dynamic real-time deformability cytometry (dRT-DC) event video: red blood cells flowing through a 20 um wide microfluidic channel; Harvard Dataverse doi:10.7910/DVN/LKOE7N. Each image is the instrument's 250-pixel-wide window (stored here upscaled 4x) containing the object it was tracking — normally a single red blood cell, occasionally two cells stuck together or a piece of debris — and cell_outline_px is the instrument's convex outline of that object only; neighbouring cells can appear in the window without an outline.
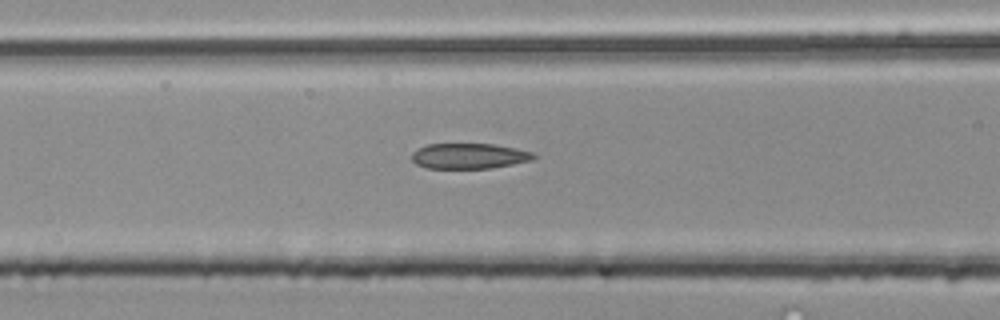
{"species": "common noctule bat (a hibernating species)", "species_latin": "Nyctalus noctula", "temperature_condition": "room temperature", "stored_images_in_passage": 52, "segment_of_instrument_passage": [2, 2], "camera_frame_rate_fps": 3000, "um_per_image_px": 0.085, "animal": {"sex": "male", "body_mass_g": 20.4}, "frame": {"image": 1, "passage_image": 22, "time_ms": 7.0, "image_size_px": [1000, 320], "cell_outline_px": [[536, 156], [532, 160], [492, 168], [428, 168], [416, 164], [412, 160], [412, 152], [428, 144], [492, 144], [532, 152]], "centroid_in_image_um": [39.85, 13.26], "position_along_channel_um": 126.7, "area_um2": 17.8}}
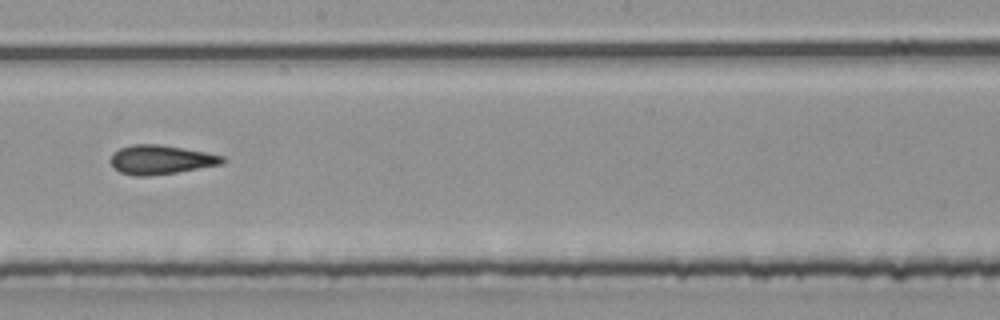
{"frame": {"image": 2, "passage_image": 30, "time_ms": 9.667, "image_size_px": [1000, 320], "cell_outline_px": [[228, 160], [224, 164], [176, 172], [148, 176], [132, 176], [120, 172], [108, 160], [112, 152], [120, 148], [132, 144], [160, 144], [204, 152], [224, 156]], "centroid_in_image_um": [13.66, 13.57], "position_along_channel_um": 234.5, "area_um2": 19.13}}
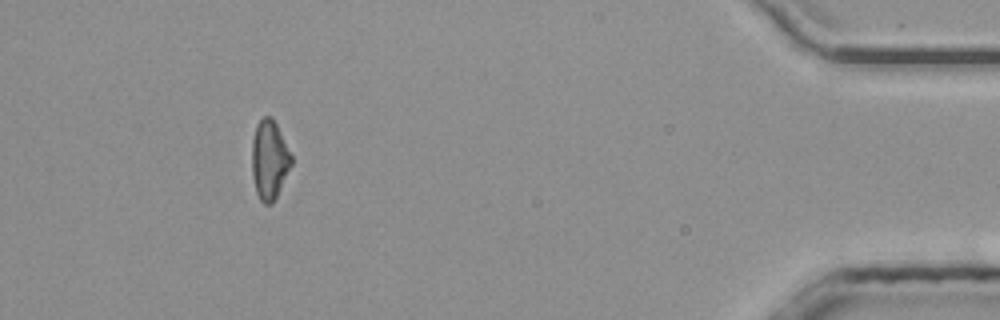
{"frame": {"image": 3, "passage_image": 48, "time_ms": 15.667, "image_size_px": [1000, 320], "cell_outline_px": [[292, 164], [272, 204], [264, 204], [260, 200], [256, 192], [252, 172], [252, 140], [256, 124], [264, 116], [272, 116], [292, 156]], "centroid_in_image_um": [22.88, 13.57], "position_along_channel_um": 412.3, "area_um2": 18.03}}